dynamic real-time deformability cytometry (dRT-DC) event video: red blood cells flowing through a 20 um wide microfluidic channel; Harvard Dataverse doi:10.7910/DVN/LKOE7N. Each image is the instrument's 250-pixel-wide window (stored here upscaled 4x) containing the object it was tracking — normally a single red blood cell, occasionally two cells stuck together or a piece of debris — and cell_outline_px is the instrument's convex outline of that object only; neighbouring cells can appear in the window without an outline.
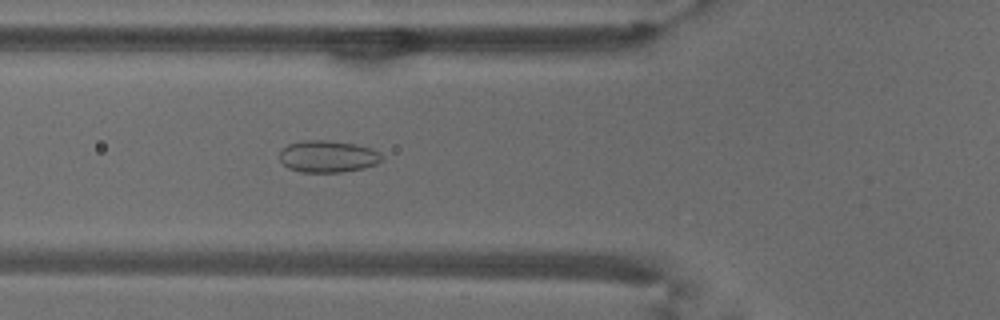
{"species": "common noctule bat (a hibernating species)", "species_latin": "Nyctalus noctula", "temperature_condition": "warm", "stored_images_in_passage": 36, "camera_frame_rate_fps": 3000, "um_per_image_px": 0.085, "animal": {"sex": "male", "body_mass_g": 18.8}, "frame": {"image": 1, "passage_image": 3, "time_ms": 0.667, "image_size_px": [1000, 320], "cell_outline_px": [[384, 160], [376, 164], [364, 168], [340, 172], [300, 172], [288, 168], [280, 160], [280, 152], [288, 144], [300, 140], [328, 140], [356, 144], [372, 148], [380, 152]], "centroid_in_image_um": [27.89, 13.29], "position_along_channel_um": 97.9, "area_um2": 19.19}}
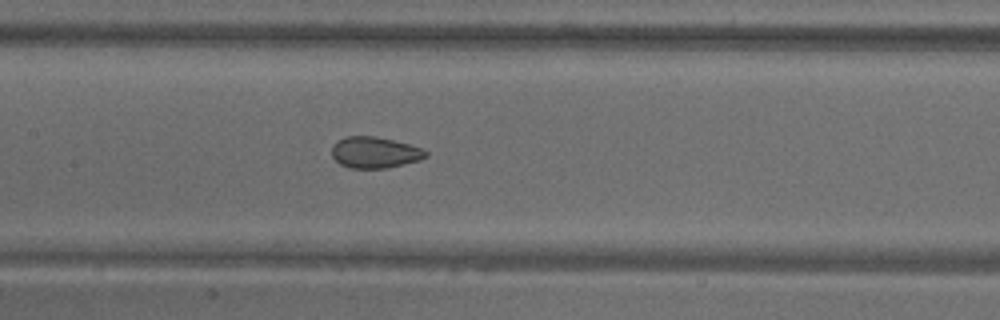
{"frame": {"image": 2, "passage_image": 9, "time_ms": 2.667, "image_size_px": [1000, 320], "cell_outline_px": [[428, 156], [420, 160], [388, 168], [348, 168], [340, 164], [332, 156], [332, 144], [336, 140], [344, 136], [376, 136], [424, 148], [428, 152]], "centroid_in_image_um": [31.85, 12.95], "position_along_channel_um": 175.6, "area_um2": 17.34}}
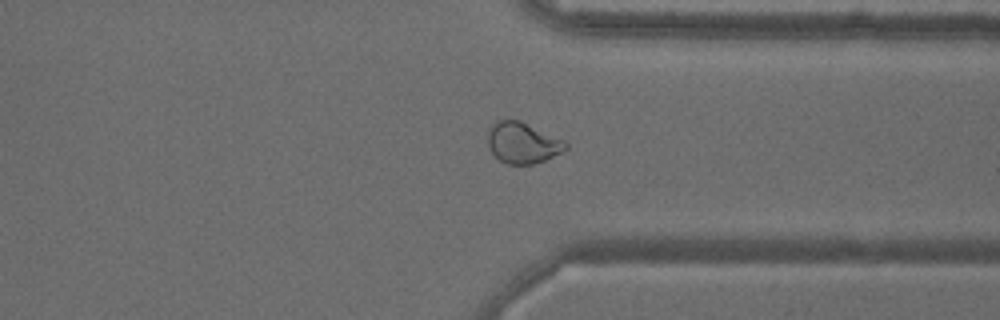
{"frame": {"image": 3, "passage_image": 24, "time_ms": 7.667, "image_size_px": [1000, 320], "cell_outline_px": [[568, 148], [564, 152], [544, 160], [532, 164], [508, 164], [500, 160], [492, 152], [488, 144], [488, 132], [492, 124], [500, 120], [520, 120], [564, 140], [568, 144]], "centroid_in_image_um": [44.45, 12.14], "position_along_channel_um": 366.9, "area_um2": 18.5}}